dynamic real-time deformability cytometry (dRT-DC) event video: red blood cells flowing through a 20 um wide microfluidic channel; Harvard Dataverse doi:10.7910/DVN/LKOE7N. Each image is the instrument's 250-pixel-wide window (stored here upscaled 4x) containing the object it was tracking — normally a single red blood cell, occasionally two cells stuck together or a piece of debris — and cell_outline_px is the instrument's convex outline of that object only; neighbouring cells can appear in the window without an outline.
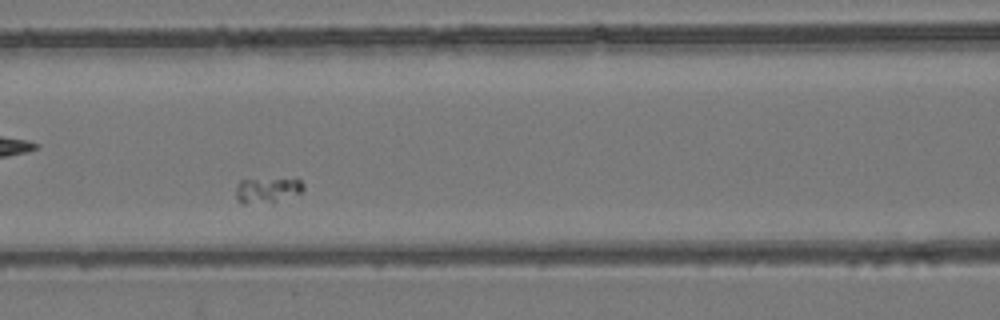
{"species": "common noctule bat (a hibernating species)", "species_latin": "Nyctalus noctula", "temperature_condition": "room temperature", "stored_images_in_passage": 7, "camera_frame_rate_fps": 3000, "um_per_image_px": 0.085, "animal": {"sex": "female", "body_mass_g": 24.6, "forearm_length_mm": 56.2}, "frame": {"image": 1, "passage_image": 6, "time_ms": 1.667, "image_size_px": [1000, 320], "cell_outline_px": [[304, 188], [300, 192], [272, 204], [240, 204], [236, 200], [236, 184], [240, 180], [296, 176], [304, 184]], "centroid_in_image_um": [22.73, 16.14], "position_along_channel_um": 143.9, "area_um2": 10.87}}